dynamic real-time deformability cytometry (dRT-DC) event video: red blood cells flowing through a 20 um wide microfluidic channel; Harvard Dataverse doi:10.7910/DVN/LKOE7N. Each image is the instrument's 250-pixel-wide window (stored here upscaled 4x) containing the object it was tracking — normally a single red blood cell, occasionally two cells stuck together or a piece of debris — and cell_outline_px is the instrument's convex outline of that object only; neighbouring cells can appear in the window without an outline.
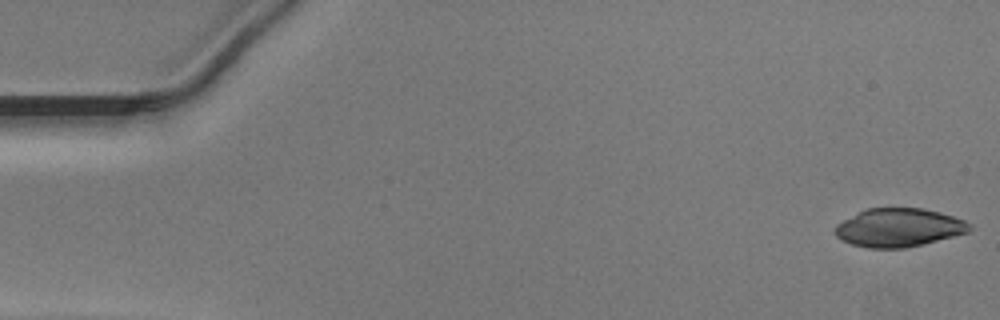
{"species": "Egyptian fruit bat (a non-hibernating species)", "species_latin": "Rousettus aegyptiacus", "temperature_condition": "warm", "stored_images_in_passage": 13, "camera_frame_rate_fps": 3000, "um_per_image_px": 0.085, "animal": {"sex": "male"}, "frame": {"image": 1, "passage_image": 1, "time_ms": 0.0, "image_size_px": [1000, 320], "cell_outline_px": [[972, 228], [968, 232], [904, 248], [868, 248], [852, 244], [840, 240], [832, 232], [836, 224], [868, 208], [924, 208], [940, 212], [964, 220], [972, 224]], "centroid_in_image_um": [76.37, 19.34], "position_along_channel_um": 8.6, "area_um2": 29.94}}